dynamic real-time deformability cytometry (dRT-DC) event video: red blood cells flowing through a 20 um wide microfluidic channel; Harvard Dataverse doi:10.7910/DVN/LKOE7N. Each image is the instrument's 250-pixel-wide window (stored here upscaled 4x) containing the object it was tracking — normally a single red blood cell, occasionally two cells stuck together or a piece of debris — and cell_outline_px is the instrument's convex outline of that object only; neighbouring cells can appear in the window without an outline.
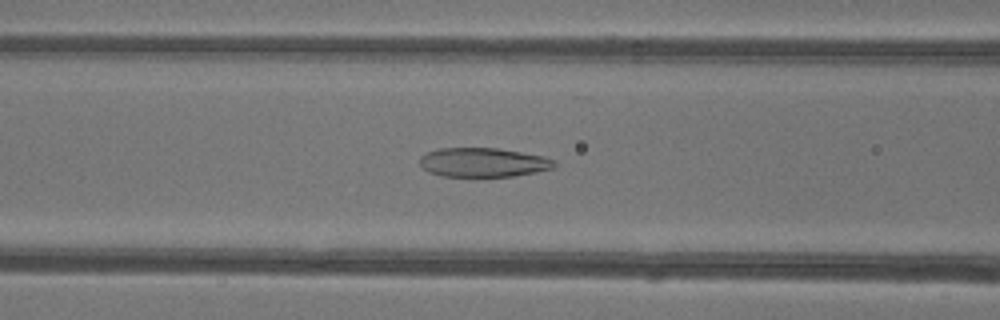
{"species": "common noctule bat (a hibernating species)", "species_latin": "Nyctalus noctula", "temperature_condition": "warm", "stored_images_in_passage": 42, "camera_frame_rate_fps": 3000, "um_per_image_px": 0.085, "animal": {"sex": "female"}, "frame": {"image": 1, "passage_image": 14, "time_ms": 4.333, "image_size_px": [1000, 320], "cell_outline_px": [[556, 168], [536, 172], [512, 176], [444, 176], [428, 172], [420, 164], [420, 156], [428, 152], [440, 148], [496, 148], [544, 156], [556, 160]], "centroid_in_image_um": [41.11, 13.8], "position_along_channel_um": 125.5, "area_um2": 22.83}}
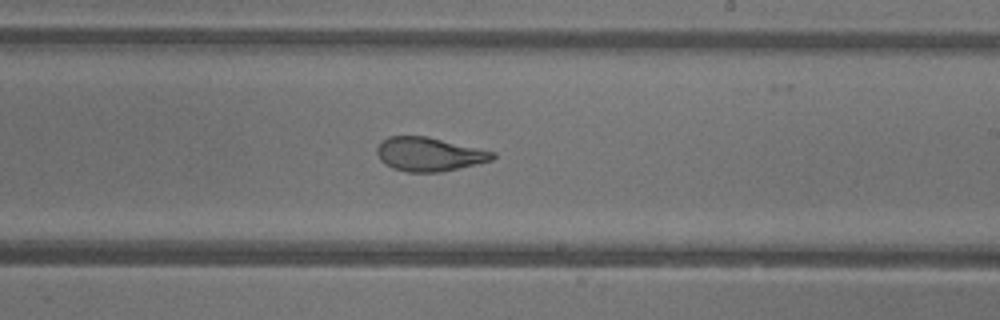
{"frame": {"image": 2, "passage_image": 23, "time_ms": 7.333, "image_size_px": [1000, 320], "cell_outline_px": [[496, 156], [492, 160], [476, 164], [440, 172], [408, 172], [392, 168], [384, 164], [380, 160], [376, 152], [376, 148], [388, 136], [428, 136], [496, 152]], "centroid_in_image_um": [36.47, 13.11], "position_along_channel_um": 252.5, "area_um2": 22.83}}
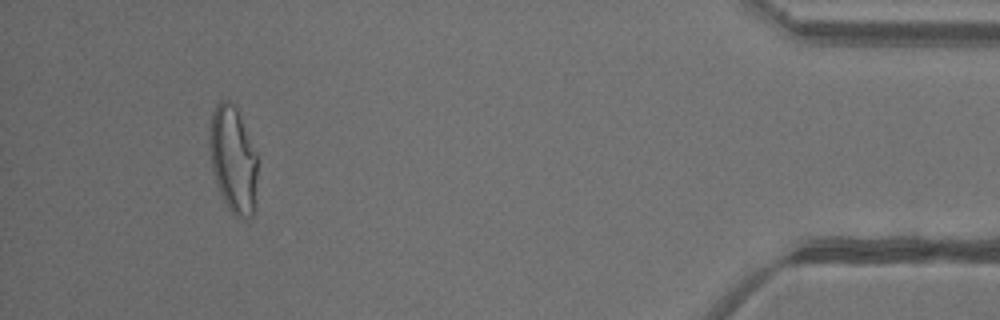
{"frame": {"image": 3, "passage_image": 39, "time_ms": 12.667, "image_size_px": [1000, 320], "cell_outline_px": [[256, 176], [252, 216], [248, 220], [244, 220], [236, 216], [228, 208], [220, 192], [212, 168], [208, 144], [208, 136], [212, 112], [216, 104], [220, 100], [228, 100], [236, 108], [256, 152]], "centroid_in_image_um": [19.78, 13.54], "position_along_channel_um": 415.4, "area_um2": 29.42}, "authors_computed_cell_mechanics": {"area_um2": 25.7499, "velocity_mm_per_s": 4.2354, "shape_relaxation_time_tau1_ms": 8.3227, "shape_relaxation_time_tau2_ms": 1.2024, "deformation_change_tau1": 0.268, "deformation_change_tau2": 0.0892}}